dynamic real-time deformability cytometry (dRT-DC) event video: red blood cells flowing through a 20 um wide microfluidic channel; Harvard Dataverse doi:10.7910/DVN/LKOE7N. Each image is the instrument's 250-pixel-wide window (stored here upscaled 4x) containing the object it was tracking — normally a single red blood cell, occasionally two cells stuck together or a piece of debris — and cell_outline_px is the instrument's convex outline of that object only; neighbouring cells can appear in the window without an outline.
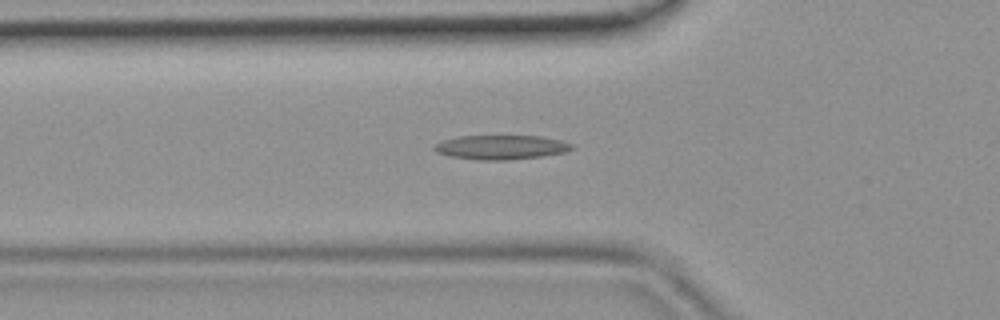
{"species": "common noctule bat (a hibernating species)", "species_latin": "Nyctalus noctula", "temperature_condition": "room temperature", "stored_images_in_passage": 44, "camera_frame_rate_fps": 3000, "um_per_image_px": 0.085, "animal": {"sex": "female", "body_mass_g": 19.9}, "frame": {"image": 1, "passage_image": 15, "time_ms": 4.667, "image_size_px": [1000, 320], "cell_outline_px": [[572, 148], [564, 152], [540, 156], [508, 160], [480, 160], [452, 156], [436, 152], [432, 148], [436, 144], [444, 140], [456, 136], [540, 136], [560, 140], [572, 144]], "centroid_in_image_um": [42.56, 12.51], "position_along_channel_um": 83.2, "area_um2": 19.19}}
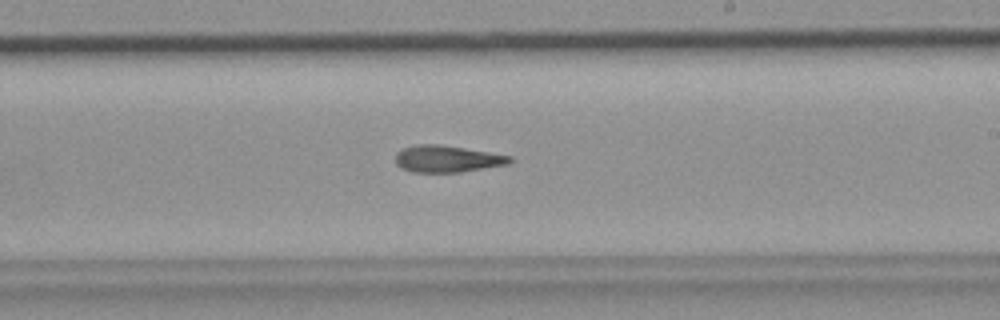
{"frame": {"image": 2, "passage_image": 26, "time_ms": 8.333, "image_size_px": [1000, 320], "cell_outline_px": [[512, 160], [508, 164], [460, 172], [412, 172], [400, 168], [396, 164], [396, 152], [404, 148], [416, 144], [436, 144], [464, 148], [512, 156]], "centroid_in_image_um": [37.97, 13.5], "position_along_channel_um": 251.0, "area_um2": 17.74}}
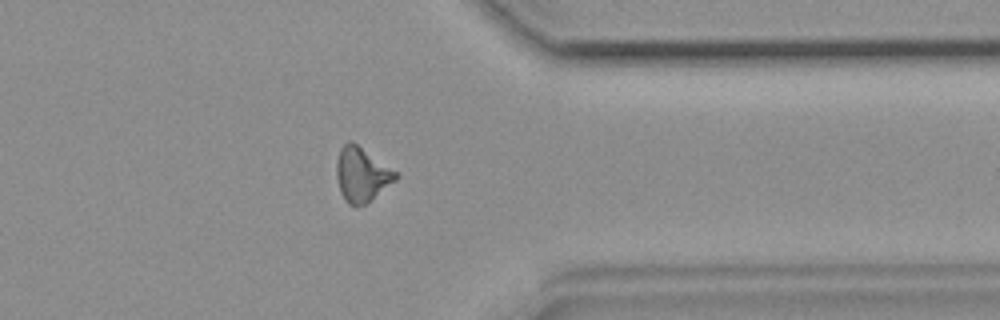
{"frame": {"image": 3, "passage_image": 35, "time_ms": 11.333, "image_size_px": [1000, 320], "cell_outline_px": [[400, 176], [396, 180], [364, 204], [348, 204], [340, 192], [336, 176], [336, 160], [340, 148], [348, 140], [352, 140], [400, 172]], "centroid_in_image_um": [30.76, 14.76], "position_along_channel_um": 380.6, "area_um2": 18.96}}